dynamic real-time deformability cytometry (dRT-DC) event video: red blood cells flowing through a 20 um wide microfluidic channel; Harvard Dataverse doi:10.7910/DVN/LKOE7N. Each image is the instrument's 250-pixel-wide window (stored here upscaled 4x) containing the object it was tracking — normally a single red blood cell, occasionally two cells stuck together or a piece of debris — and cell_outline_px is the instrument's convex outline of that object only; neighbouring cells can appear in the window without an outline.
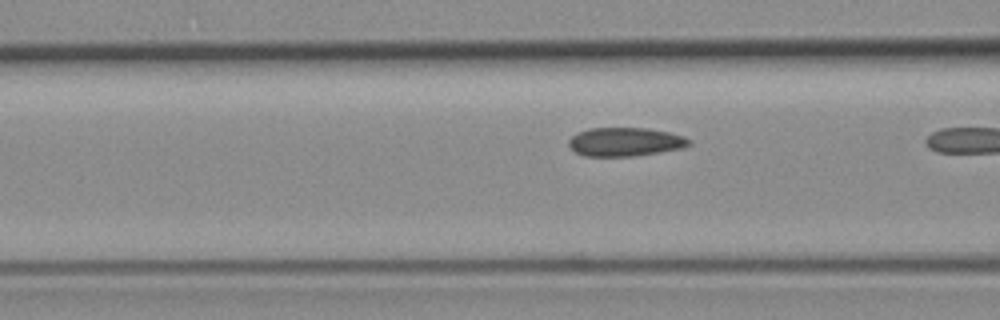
{"species": "common noctule bat (a hibernating species)", "species_latin": "Nyctalus noctula", "temperature_condition": "room temperature", "stored_images_in_passage": 17, "camera_frame_rate_fps": 3000, "um_per_image_px": 0.085, "animal": {"sex": "female", "body_mass_g": 19.3, "forearm_length_mm": 54.1}, "frame": {"image": 1, "passage_image": 16, "time_ms": 5.0, "image_size_px": [1000, 320], "cell_outline_px": [[692, 144], [680, 148], [660, 152], [632, 156], [584, 156], [576, 152], [568, 144], [568, 140], [576, 132], [588, 128], [648, 128], [668, 132], [684, 136]], "centroid_in_image_um": [53.1, 12.05], "position_along_channel_um": 113.5, "area_um2": 20.06}}